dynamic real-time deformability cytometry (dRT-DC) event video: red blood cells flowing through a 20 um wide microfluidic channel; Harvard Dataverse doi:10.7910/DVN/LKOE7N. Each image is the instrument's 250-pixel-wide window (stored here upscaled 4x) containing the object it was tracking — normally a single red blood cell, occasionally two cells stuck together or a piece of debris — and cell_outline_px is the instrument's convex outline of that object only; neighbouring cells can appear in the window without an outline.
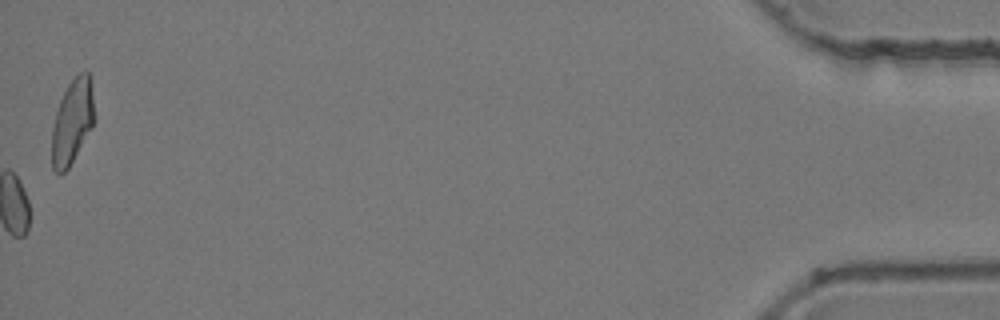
{"species": "common noctule bat (a hibernating species)", "species_latin": "Nyctalus noctula", "temperature_condition": "room temperature", "stored_images_in_passage": 56, "camera_frame_rate_fps": 3000, "um_per_image_px": 0.085, "animal": {"sex": "female", "body_mass_g": 24.6, "forearm_length_mm": 56.2}, "frame": {"image": 1, "passage_image": 56, "time_ms": 18.333, "image_size_px": [1000, 320], "cell_outline_px": [[96, 116], [92, 128], [68, 168], [60, 176], [52, 168], [52, 128], [56, 112], [60, 100], [68, 84], [80, 72], [88, 72], [92, 76]], "centroid_in_image_um": [6.19, 10.3], "position_along_channel_um": 429.0, "area_um2": 21.39}, "authors_computed_cell_mechanics": {"area_um2": 12.5426, "velocity_mm_per_s": 3.8673, "shape_relaxation_time_tau1_ms": null, "shape_relaxation_time_tau2_ms": 6.2732, "deformation_change_tau1": null, "deformation_change_tau2": 0.0626}}